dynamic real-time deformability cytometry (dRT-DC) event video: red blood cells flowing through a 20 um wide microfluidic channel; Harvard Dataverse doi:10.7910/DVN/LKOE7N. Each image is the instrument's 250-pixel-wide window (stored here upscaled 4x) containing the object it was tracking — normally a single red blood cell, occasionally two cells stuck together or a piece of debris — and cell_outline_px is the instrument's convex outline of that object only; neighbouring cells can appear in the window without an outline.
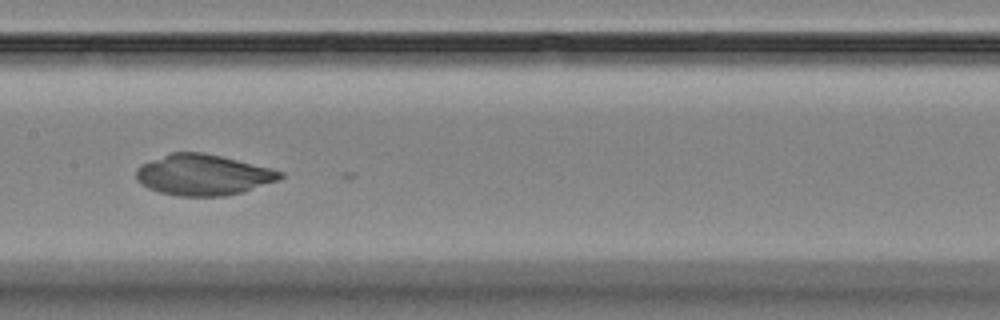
{"species": "Egyptian fruit bat (a non-hibernating species)", "species_latin": "Rousettus aegyptiacus", "temperature_condition": "room temperature", "stored_images_in_passage": 8, "camera_frame_rate_fps": 3000, "um_per_image_px": 0.085, "animal": {"sex": "female"}, "frame": {"image": 1, "passage_image": 7, "time_ms": 6.667, "image_size_px": [1000, 320], "cell_outline_px": [[284, 176], [280, 180], [244, 192], [224, 196], [180, 196], [160, 192], [148, 188], [140, 184], [136, 180], [136, 168], [140, 164], [172, 152], [200, 152], [220, 156], [272, 168], [284, 172]], "centroid_in_image_um": [17.28, 14.87], "position_along_channel_um": 190.1, "area_um2": 34.45}}